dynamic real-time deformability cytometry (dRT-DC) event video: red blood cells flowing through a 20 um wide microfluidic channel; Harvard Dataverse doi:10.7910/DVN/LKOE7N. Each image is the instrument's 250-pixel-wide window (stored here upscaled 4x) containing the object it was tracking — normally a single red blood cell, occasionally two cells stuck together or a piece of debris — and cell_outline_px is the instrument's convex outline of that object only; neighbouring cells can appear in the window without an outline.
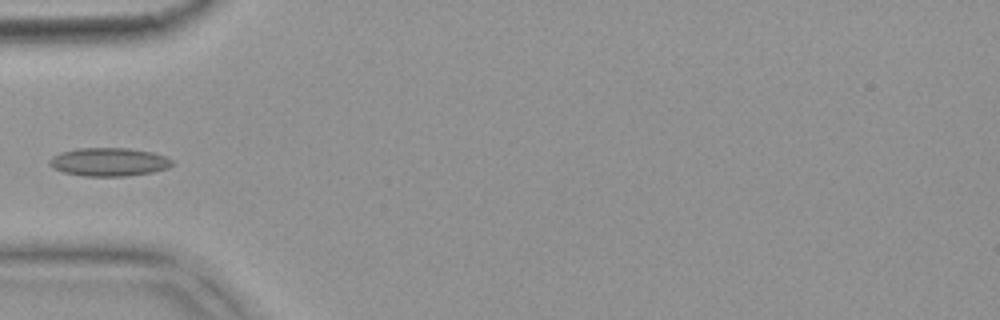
{"species": "common noctule bat (a hibernating species)", "species_latin": "Nyctalus noctula", "temperature_condition": "warm", "stored_images_in_passage": 6, "camera_frame_rate_fps": 3000, "um_per_image_px": 0.085, "animal": {"sex": "female", "body_mass_g": 18.4}, "frame": {"image": 1, "passage_image": 5, "time_ms": 1.333, "image_size_px": [1000, 320], "cell_outline_px": [[172, 164], [168, 168], [152, 172], [124, 176], [84, 176], [64, 172], [52, 168], [48, 164], [48, 160], [52, 156], [60, 152], [76, 148], [128, 148], [152, 152], [164, 156], [172, 160]], "centroid_in_image_um": [9.21, 13.76], "position_along_channel_um": 75.8, "area_um2": 20.29}}
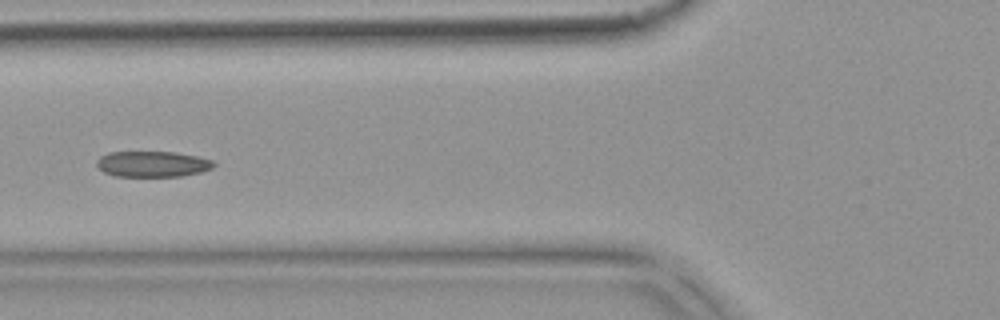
{"frame": {"image": 2, "passage_image": 6, "time_ms": 1.667, "image_size_px": [1000, 320], "cell_outline_px": [[216, 164], [212, 168], [200, 172], [180, 176], [112, 176], [104, 172], [96, 164], [96, 160], [100, 156], [108, 152], [176, 152], [196, 156], [212, 160]], "centroid_in_image_um": [12.94, 13.94], "position_along_channel_um": 112.9, "area_um2": 17.57}}